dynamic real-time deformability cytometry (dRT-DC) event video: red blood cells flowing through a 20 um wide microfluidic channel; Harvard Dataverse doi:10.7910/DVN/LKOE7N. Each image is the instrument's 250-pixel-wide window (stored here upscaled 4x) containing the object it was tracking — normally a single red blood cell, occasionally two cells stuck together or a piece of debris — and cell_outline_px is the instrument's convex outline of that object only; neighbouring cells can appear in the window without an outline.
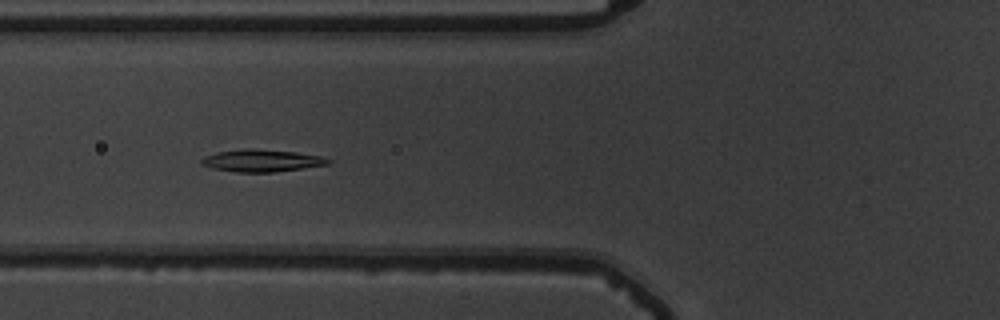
{"species": "common noctule bat (a hibernating species)", "species_latin": "Nyctalus noctula", "temperature_condition": "warm", "stored_images_in_passage": 45, "camera_frame_rate_fps": 3000, "um_per_image_px": 0.085, "animal": {"sex": "male", "body_mass_g": 19.5, "forearm_length_mm": 54.6}, "frame": {"image": 1, "passage_image": 12, "time_ms": 3.667, "image_size_px": [1000, 320], "cell_outline_px": [[332, 164], [276, 172], [236, 172], [212, 168], [200, 164], [200, 160], [204, 156], [216, 152], [248, 148], [296, 152], [320, 156], [332, 160]], "centroid_in_image_um": [22.25, 13.66], "position_along_channel_um": 103.6, "area_um2": 16.53}}
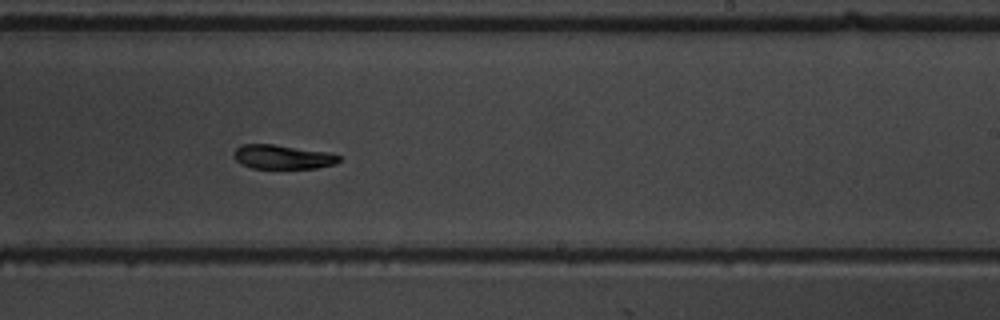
{"frame": {"image": 2, "passage_image": 25, "time_ms": 8.0, "image_size_px": [1000, 320], "cell_outline_px": [[340, 160], [336, 164], [316, 168], [252, 168], [236, 160], [232, 156], [236, 148], [240, 144], [272, 144], [328, 152], [340, 156]], "centroid_in_image_um": [24.02, 13.33], "position_along_channel_um": 265.0, "area_um2": 14.74}}
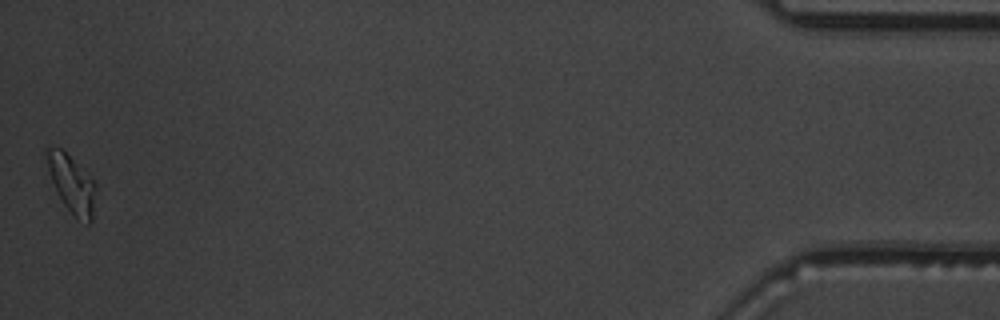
{"frame": {"image": 3, "passage_image": 45, "time_ms": 14.667, "image_size_px": [1000, 320], "cell_outline_px": [[96, 188], [92, 220], [88, 224], [76, 216], [64, 204], [56, 192], [48, 168], [44, 152], [44, 148], [60, 148], [96, 184]], "centroid_in_image_um": [6.08, 15.64], "position_along_channel_um": 429.1, "area_um2": 15.78}, "authors_computed_cell_mechanics": {"area_um2": 16.0106, "velocity_mm_per_s": 3.7361, "shape_relaxation_time_tau1_ms": 2.6832, "shape_relaxation_time_tau2_ms": null, "deformation_change_tau1": 0.1311, "deformation_change_tau2": null}}